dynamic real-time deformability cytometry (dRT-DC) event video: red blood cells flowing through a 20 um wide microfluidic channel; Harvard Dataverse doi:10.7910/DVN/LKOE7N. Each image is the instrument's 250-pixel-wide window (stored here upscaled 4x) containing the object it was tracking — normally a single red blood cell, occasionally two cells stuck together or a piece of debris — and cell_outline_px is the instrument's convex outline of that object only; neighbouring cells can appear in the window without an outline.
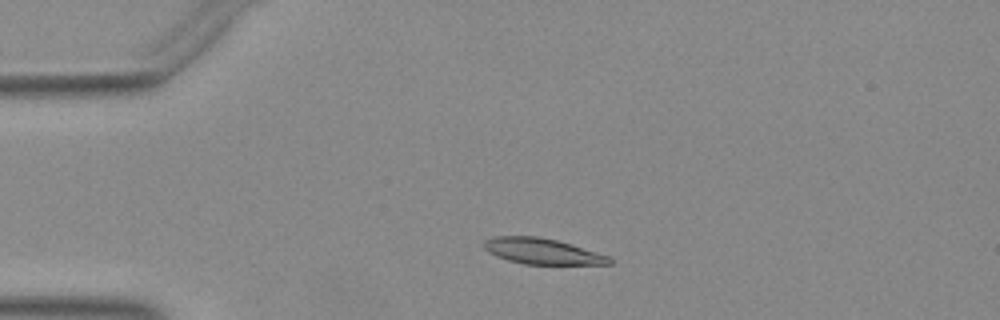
{"species": "Egyptian fruit bat (a non-hibernating species)", "species_latin": "Rousettus aegyptiacus", "temperature_condition": "warm", "stored_images_in_passage": 48, "camera_frame_rate_fps": 3000, "um_per_image_px": 0.085, "animal": {"sex": "female"}, "frame": {"image": 1, "passage_image": 9, "time_ms": 2.667, "image_size_px": [1000, 320], "cell_outline_px": [[612, 264], [524, 264], [508, 260], [488, 252], [480, 244], [484, 240], [496, 236], [536, 236], [556, 240], [608, 256], [612, 260]], "centroid_in_image_um": [46.02, 21.35], "position_along_channel_um": 39.0, "area_um2": 18.61}}
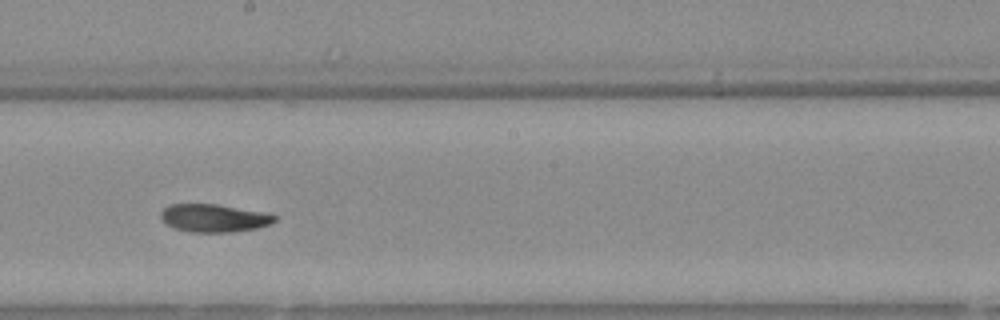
{"frame": {"image": 2, "passage_image": 26, "time_ms": 8.333, "image_size_px": [1000, 320], "cell_outline_px": [[276, 220], [272, 224], [256, 228], [232, 232], [192, 232], [176, 228], [168, 224], [160, 216], [160, 212], [168, 204], [216, 204], [276, 216]], "centroid_in_image_um": [18.14, 18.54], "position_along_channel_um": 230.1, "area_um2": 18.03}}
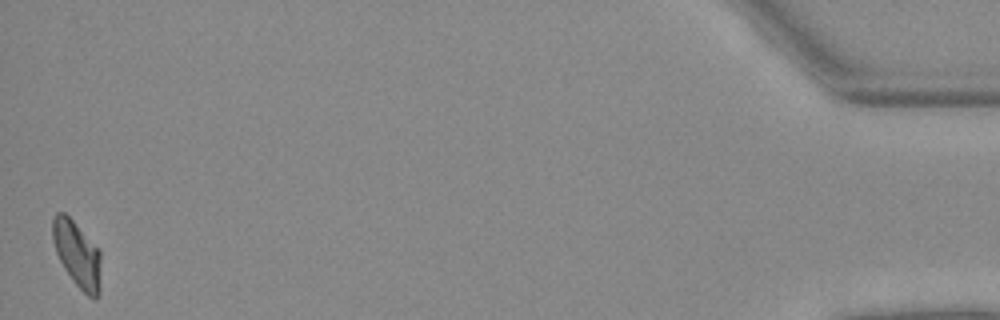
{"frame": {"image": 3, "passage_image": 48, "time_ms": 15.667, "image_size_px": [1000, 320], "cell_outline_px": [[100, 292], [96, 300], [92, 300], [72, 280], [64, 268], [56, 252], [52, 240], [52, 216], [56, 212], [64, 212], [72, 220], [100, 252]], "centroid_in_image_um": [6.54, 21.63], "position_along_channel_um": 428.7, "area_um2": 18.44}}